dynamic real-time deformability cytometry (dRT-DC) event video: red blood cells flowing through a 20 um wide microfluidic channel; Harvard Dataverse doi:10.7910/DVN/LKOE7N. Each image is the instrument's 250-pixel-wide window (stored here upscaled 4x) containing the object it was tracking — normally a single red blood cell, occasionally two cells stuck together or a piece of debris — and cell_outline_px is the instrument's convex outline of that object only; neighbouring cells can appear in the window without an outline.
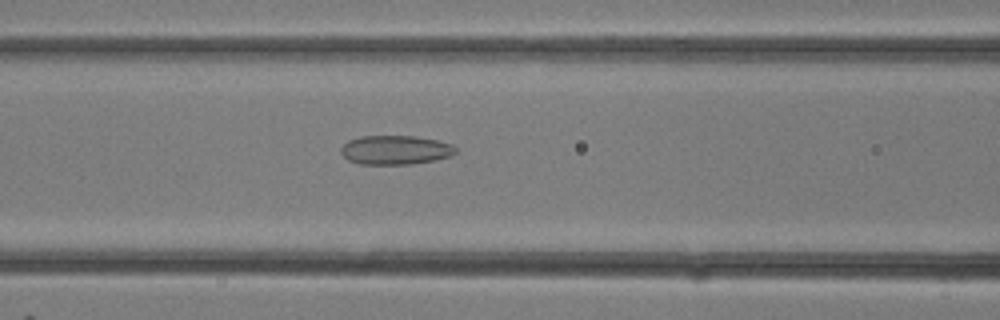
{"species": "common noctule bat (a hibernating species)", "species_latin": "Nyctalus noctula", "temperature_condition": "room temperature", "stored_images_in_passage": 18, "camera_frame_rate_fps": 3000, "um_per_image_px": 0.085, "animal": {"sex": "female"}, "frame": {"image": 1, "passage_image": 10, "time_ms": 3.0, "image_size_px": [1000, 320], "cell_outline_px": [[456, 152], [452, 156], [436, 160], [412, 164], [360, 164], [348, 160], [340, 152], [340, 148], [348, 140], [360, 136], [416, 136], [436, 140], [452, 144], [456, 148]], "centroid_in_image_um": [33.61, 12.75], "position_along_channel_um": 133.0, "area_um2": 19.59}}
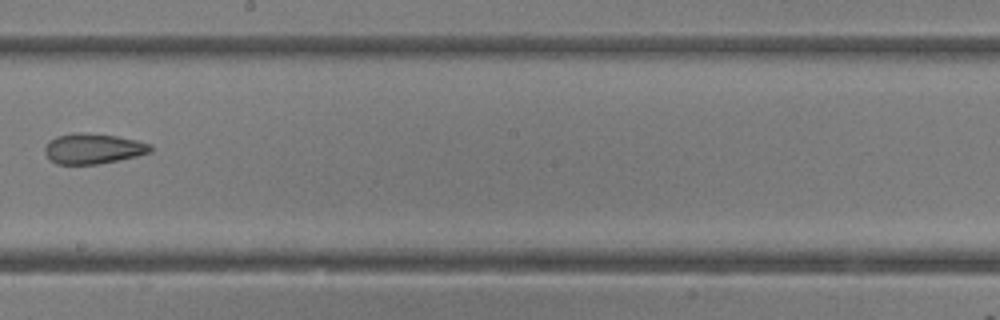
{"frame": {"image": 2, "passage_image": 15, "time_ms": 4.667, "image_size_px": [1000, 320], "cell_outline_px": [[152, 152], [136, 156], [100, 164], [56, 164], [44, 152], [44, 148], [56, 136], [76, 132], [84, 132], [116, 136], [136, 140], [152, 144]], "centroid_in_image_um": [7.94, 12.63], "position_along_channel_um": 240.3, "area_um2": 18.61}}
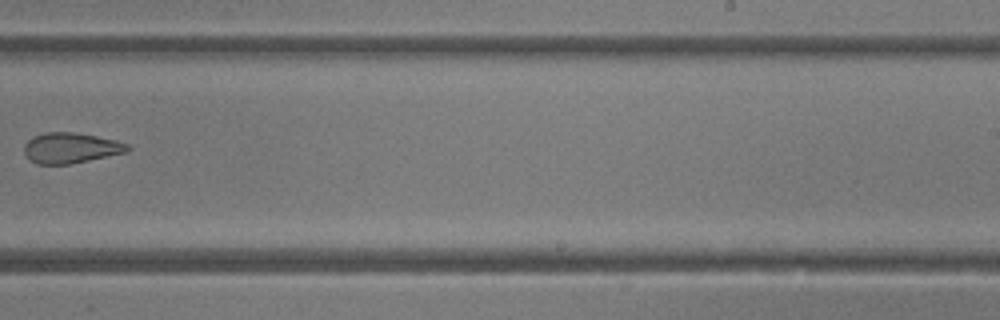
{"frame": {"image": 3, "passage_image": 17, "time_ms": 5.333, "image_size_px": [1000, 320], "cell_outline_px": [[132, 148], [128, 152], [72, 164], [36, 164], [24, 152], [24, 144], [28, 140], [44, 132], [72, 132], [96, 136], [116, 140], [128, 144]], "centroid_in_image_um": [6.06, 12.58], "position_along_channel_um": 282.9, "area_um2": 18.38}}